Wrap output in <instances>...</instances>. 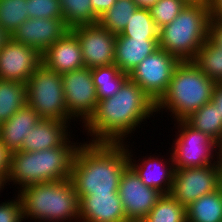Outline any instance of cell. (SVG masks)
<instances>
[{"label": "cell", "mask_w": 222, "mask_h": 222, "mask_svg": "<svg viewBox=\"0 0 222 222\" xmlns=\"http://www.w3.org/2000/svg\"><path fill=\"white\" fill-rule=\"evenodd\" d=\"M215 84L192 61H180L166 92L155 104V111L170 112L174 121L185 120L210 102Z\"/></svg>", "instance_id": "5"}, {"label": "cell", "mask_w": 222, "mask_h": 222, "mask_svg": "<svg viewBox=\"0 0 222 222\" xmlns=\"http://www.w3.org/2000/svg\"><path fill=\"white\" fill-rule=\"evenodd\" d=\"M41 59L46 68L61 75L85 67L80 42L71 30L54 42Z\"/></svg>", "instance_id": "17"}, {"label": "cell", "mask_w": 222, "mask_h": 222, "mask_svg": "<svg viewBox=\"0 0 222 222\" xmlns=\"http://www.w3.org/2000/svg\"><path fill=\"white\" fill-rule=\"evenodd\" d=\"M216 148H217V156H216L217 161L222 166V136L216 142Z\"/></svg>", "instance_id": "41"}, {"label": "cell", "mask_w": 222, "mask_h": 222, "mask_svg": "<svg viewBox=\"0 0 222 222\" xmlns=\"http://www.w3.org/2000/svg\"><path fill=\"white\" fill-rule=\"evenodd\" d=\"M27 104L26 85L0 80V125Z\"/></svg>", "instance_id": "23"}, {"label": "cell", "mask_w": 222, "mask_h": 222, "mask_svg": "<svg viewBox=\"0 0 222 222\" xmlns=\"http://www.w3.org/2000/svg\"><path fill=\"white\" fill-rule=\"evenodd\" d=\"M155 114V103L128 78L113 97L98 101L82 128L92 137L89 141L88 136V142L125 143L142 122Z\"/></svg>", "instance_id": "1"}, {"label": "cell", "mask_w": 222, "mask_h": 222, "mask_svg": "<svg viewBox=\"0 0 222 222\" xmlns=\"http://www.w3.org/2000/svg\"><path fill=\"white\" fill-rule=\"evenodd\" d=\"M187 4H209L210 0H184Z\"/></svg>", "instance_id": "43"}, {"label": "cell", "mask_w": 222, "mask_h": 222, "mask_svg": "<svg viewBox=\"0 0 222 222\" xmlns=\"http://www.w3.org/2000/svg\"><path fill=\"white\" fill-rule=\"evenodd\" d=\"M159 38H134L116 34L114 64L129 74L144 58L159 49Z\"/></svg>", "instance_id": "20"}, {"label": "cell", "mask_w": 222, "mask_h": 222, "mask_svg": "<svg viewBox=\"0 0 222 222\" xmlns=\"http://www.w3.org/2000/svg\"><path fill=\"white\" fill-rule=\"evenodd\" d=\"M187 222H222V186L186 207Z\"/></svg>", "instance_id": "22"}, {"label": "cell", "mask_w": 222, "mask_h": 222, "mask_svg": "<svg viewBox=\"0 0 222 222\" xmlns=\"http://www.w3.org/2000/svg\"><path fill=\"white\" fill-rule=\"evenodd\" d=\"M28 2L26 0H0V27L11 36L27 19Z\"/></svg>", "instance_id": "30"}, {"label": "cell", "mask_w": 222, "mask_h": 222, "mask_svg": "<svg viewBox=\"0 0 222 222\" xmlns=\"http://www.w3.org/2000/svg\"><path fill=\"white\" fill-rule=\"evenodd\" d=\"M208 78L222 82V47L216 46L209 38L191 60Z\"/></svg>", "instance_id": "26"}, {"label": "cell", "mask_w": 222, "mask_h": 222, "mask_svg": "<svg viewBox=\"0 0 222 222\" xmlns=\"http://www.w3.org/2000/svg\"><path fill=\"white\" fill-rule=\"evenodd\" d=\"M222 185V166L212 164L203 167L175 169L170 195L182 206L214 192Z\"/></svg>", "instance_id": "10"}, {"label": "cell", "mask_w": 222, "mask_h": 222, "mask_svg": "<svg viewBox=\"0 0 222 222\" xmlns=\"http://www.w3.org/2000/svg\"><path fill=\"white\" fill-rule=\"evenodd\" d=\"M41 119L37 112L26 104L0 125V141L11 152L20 150L25 135H28L29 130Z\"/></svg>", "instance_id": "21"}, {"label": "cell", "mask_w": 222, "mask_h": 222, "mask_svg": "<svg viewBox=\"0 0 222 222\" xmlns=\"http://www.w3.org/2000/svg\"><path fill=\"white\" fill-rule=\"evenodd\" d=\"M28 2L29 18H62L63 14L59 0H26Z\"/></svg>", "instance_id": "33"}, {"label": "cell", "mask_w": 222, "mask_h": 222, "mask_svg": "<svg viewBox=\"0 0 222 222\" xmlns=\"http://www.w3.org/2000/svg\"><path fill=\"white\" fill-rule=\"evenodd\" d=\"M208 38L218 47H222V20L211 18Z\"/></svg>", "instance_id": "36"}, {"label": "cell", "mask_w": 222, "mask_h": 222, "mask_svg": "<svg viewBox=\"0 0 222 222\" xmlns=\"http://www.w3.org/2000/svg\"><path fill=\"white\" fill-rule=\"evenodd\" d=\"M16 197V198H15ZM15 198V199H13ZM5 202H0V222H22V202L18 194Z\"/></svg>", "instance_id": "34"}, {"label": "cell", "mask_w": 222, "mask_h": 222, "mask_svg": "<svg viewBox=\"0 0 222 222\" xmlns=\"http://www.w3.org/2000/svg\"><path fill=\"white\" fill-rule=\"evenodd\" d=\"M209 8L211 18L222 20V0H210Z\"/></svg>", "instance_id": "39"}, {"label": "cell", "mask_w": 222, "mask_h": 222, "mask_svg": "<svg viewBox=\"0 0 222 222\" xmlns=\"http://www.w3.org/2000/svg\"><path fill=\"white\" fill-rule=\"evenodd\" d=\"M79 222H124L127 220L119 193L78 195Z\"/></svg>", "instance_id": "18"}, {"label": "cell", "mask_w": 222, "mask_h": 222, "mask_svg": "<svg viewBox=\"0 0 222 222\" xmlns=\"http://www.w3.org/2000/svg\"><path fill=\"white\" fill-rule=\"evenodd\" d=\"M187 3L184 0H158L149 8L157 28L170 24L181 12Z\"/></svg>", "instance_id": "32"}, {"label": "cell", "mask_w": 222, "mask_h": 222, "mask_svg": "<svg viewBox=\"0 0 222 222\" xmlns=\"http://www.w3.org/2000/svg\"><path fill=\"white\" fill-rule=\"evenodd\" d=\"M41 57L35 48L9 38L0 49V80L25 84L42 64Z\"/></svg>", "instance_id": "14"}, {"label": "cell", "mask_w": 222, "mask_h": 222, "mask_svg": "<svg viewBox=\"0 0 222 222\" xmlns=\"http://www.w3.org/2000/svg\"><path fill=\"white\" fill-rule=\"evenodd\" d=\"M10 36L0 27V49L7 42Z\"/></svg>", "instance_id": "42"}, {"label": "cell", "mask_w": 222, "mask_h": 222, "mask_svg": "<svg viewBox=\"0 0 222 222\" xmlns=\"http://www.w3.org/2000/svg\"><path fill=\"white\" fill-rule=\"evenodd\" d=\"M138 8L149 9L151 6H154L158 0H133Z\"/></svg>", "instance_id": "40"}, {"label": "cell", "mask_w": 222, "mask_h": 222, "mask_svg": "<svg viewBox=\"0 0 222 222\" xmlns=\"http://www.w3.org/2000/svg\"><path fill=\"white\" fill-rule=\"evenodd\" d=\"M59 2L63 21L69 29L98 23L99 18L93 13L90 0H59Z\"/></svg>", "instance_id": "27"}, {"label": "cell", "mask_w": 222, "mask_h": 222, "mask_svg": "<svg viewBox=\"0 0 222 222\" xmlns=\"http://www.w3.org/2000/svg\"><path fill=\"white\" fill-rule=\"evenodd\" d=\"M177 122V123H176ZM171 151L175 169L203 167L217 164L216 142L207 134L194 129L185 120L175 121ZM177 125V126H176ZM216 159V160H215Z\"/></svg>", "instance_id": "8"}, {"label": "cell", "mask_w": 222, "mask_h": 222, "mask_svg": "<svg viewBox=\"0 0 222 222\" xmlns=\"http://www.w3.org/2000/svg\"><path fill=\"white\" fill-rule=\"evenodd\" d=\"M179 63L176 56L159 48L131 70L128 78L156 104L166 92L172 73Z\"/></svg>", "instance_id": "9"}, {"label": "cell", "mask_w": 222, "mask_h": 222, "mask_svg": "<svg viewBox=\"0 0 222 222\" xmlns=\"http://www.w3.org/2000/svg\"><path fill=\"white\" fill-rule=\"evenodd\" d=\"M92 78L98 100H101L113 97L128 79V74L121 72L115 64H112L93 68Z\"/></svg>", "instance_id": "24"}, {"label": "cell", "mask_w": 222, "mask_h": 222, "mask_svg": "<svg viewBox=\"0 0 222 222\" xmlns=\"http://www.w3.org/2000/svg\"><path fill=\"white\" fill-rule=\"evenodd\" d=\"M185 121L194 129L207 134L215 142L222 136V117L217 106L211 101L192 113Z\"/></svg>", "instance_id": "25"}, {"label": "cell", "mask_w": 222, "mask_h": 222, "mask_svg": "<svg viewBox=\"0 0 222 222\" xmlns=\"http://www.w3.org/2000/svg\"><path fill=\"white\" fill-rule=\"evenodd\" d=\"M6 186V183L0 178V192L3 191L4 187ZM2 190V191H1ZM1 196V195H0Z\"/></svg>", "instance_id": "45"}, {"label": "cell", "mask_w": 222, "mask_h": 222, "mask_svg": "<svg viewBox=\"0 0 222 222\" xmlns=\"http://www.w3.org/2000/svg\"><path fill=\"white\" fill-rule=\"evenodd\" d=\"M127 166L125 143L84 141L74 155L70 179L78 195L118 193Z\"/></svg>", "instance_id": "2"}, {"label": "cell", "mask_w": 222, "mask_h": 222, "mask_svg": "<svg viewBox=\"0 0 222 222\" xmlns=\"http://www.w3.org/2000/svg\"><path fill=\"white\" fill-rule=\"evenodd\" d=\"M68 30L62 18H29L10 38L25 46L35 48L41 55Z\"/></svg>", "instance_id": "15"}, {"label": "cell", "mask_w": 222, "mask_h": 222, "mask_svg": "<svg viewBox=\"0 0 222 222\" xmlns=\"http://www.w3.org/2000/svg\"><path fill=\"white\" fill-rule=\"evenodd\" d=\"M93 13L99 18L103 13L111 8L117 0H90Z\"/></svg>", "instance_id": "37"}, {"label": "cell", "mask_w": 222, "mask_h": 222, "mask_svg": "<svg viewBox=\"0 0 222 222\" xmlns=\"http://www.w3.org/2000/svg\"><path fill=\"white\" fill-rule=\"evenodd\" d=\"M210 101L217 106L220 117H222V82H216Z\"/></svg>", "instance_id": "38"}, {"label": "cell", "mask_w": 222, "mask_h": 222, "mask_svg": "<svg viewBox=\"0 0 222 222\" xmlns=\"http://www.w3.org/2000/svg\"><path fill=\"white\" fill-rule=\"evenodd\" d=\"M137 8L138 6L133 0H117L99 17L98 23L111 33L119 34Z\"/></svg>", "instance_id": "28"}, {"label": "cell", "mask_w": 222, "mask_h": 222, "mask_svg": "<svg viewBox=\"0 0 222 222\" xmlns=\"http://www.w3.org/2000/svg\"><path fill=\"white\" fill-rule=\"evenodd\" d=\"M78 38L85 67L90 69L114 64L116 34L99 23L70 29Z\"/></svg>", "instance_id": "12"}, {"label": "cell", "mask_w": 222, "mask_h": 222, "mask_svg": "<svg viewBox=\"0 0 222 222\" xmlns=\"http://www.w3.org/2000/svg\"><path fill=\"white\" fill-rule=\"evenodd\" d=\"M69 115L83 125L94 113L98 97L92 69L83 67L61 75Z\"/></svg>", "instance_id": "11"}, {"label": "cell", "mask_w": 222, "mask_h": 222, "mask_svg": "<svg viewBox=\"0 0 222 222\" xmlns=\"http://www.w3.org/2000/svg\"><path fill=\"white\" fill-rule=\"evenodd\" d=\"M125 145L127 146L128 165L135 171L141 181L162 194H170L175 171L172 154L170 153V156H167L169 158L166 159H163L164 156L160 158V154L158 156L155 154H153L154 156L149 155V157L146 155L147 157L143 156L142 161L140 158L136 161V156L133 157L135 155L133 150L129 149L131 148L130 144L125 142Z\"/></svg>", "instance_id": "16"}, {"label": "cell", "mask_w": 222, "mask_h": 222, "mask_svg": "<svg viewBox=\"0 0 222 222\" xmlns=\"http://www.w3.org/2000/svg\"><path fill=\"white\" fill-rule=\"evenodd\" d=\"M118 193L127 219H144L163 195L146 186L129 165L121 175Z\"/></svg>", "instance_id": "13"}, {"label": "cell", "mask_w": 222, "mask_h": 222, "mask_svg": "<svg viewBox=\"0 0 222 222\" xmlns=\"http://www.w3.org/2000/svg\"><path fill=\"white\" fill-rule=\"evenodd\" d=\"M70 127L66 122L42 118L29 130V134L25 135L20 150L34 152L59 147L72 136Z\"/></svg>", "instance_id": "19"}, {"label": "cell", "mask_w": 222, "mask_h": 222, "mask_svg": "<svg viewBox=\"0 0 222 222\" xmlns=\"http://www.w3.org/2000/svg\"><path fill=\"white\" fill-rule=\"evenodd\" d=\"M25 85L27 104L41 118L74 122L67 111L61 74L41 64Z\"/></svg>", "instance_id": "7"}, {"label": "cell", "mask_w": 222, "mask_h": 222, "mask_svg": "<svg viewBox=\"0 0 222 222\" xmlns=\"http://www.w3.org/2000/svg\"><path fill=\"white\" fill-rule=\"evenodd\" d=\"M124 222H145L143 219H127Z\"/></svg>", "instance_id": "44"}, {"label": "cell", "mask_w": 222, "mask_h": 222, "mask_svg": "<svg viewBox=\"0 0 222 222\" xmlns=\"http://www.w3.org/2000/svg\"><path fill=\"white\" fill-rule=\"evenodd\" d=\"M120 34L134 38H159V29L149 9L137 8Z\"/></svg>", "instance_id": "31"}, {"label": "cell", "mask_w": 222, "mask_h": 222, "mask_svg": "<svg viewBox=\"0 0 222 222\" xmlns=\"http://www.w3.org/2000/svg\"><path fill=\"white\" fill-rule=\"evenodd\" d=\"M209 4H186L179 15L159 29V48L180 61H191L208 39Z\"/></svg>", "instance_id": "6"}, {"label": "cell", "mask_w": 222, "mask_h": 222, "mask_svg": "<svg viewBox=\"0 0 222 222\" xmlns=\"http://www.w3.org/2000/svg\"><path fill=\"white\" fill-rule=\"evenodd\" d=\"M143 220L145 222H187L186 207L170 194H163Z\"/></svg>", "instance_id": "29"}, {"label": "cell", "mask_w": 222, "mask_h": 222, "mask_svg": "<svg viewBox=\"0 0 222 222\" xmlns=\"http://www.w3.org/2000/svg\"><path fill=\"white\" fill-rule=\"evenodd\" d=\"M17 194L24 222H79L80 200L70 178L27 186Z\"/></svg>", "instance_id": "4"}, {"label": "cell", "mask_w": 222, "mask_h": 222, "mask_svg": "<svg viewBox=\"0 0 222 222\" xmlns=\"http://www.w3.org/2000/svg\"><path fill=\"white\" fill-rule=\"evenodd\" d=\"M71 139L74 138L70 137L59 147L42 151L18 150L12 152L6 180L7 186L10 183H13L15 187L18 185L17 192H19L27 186L70 178L73 158L77 147L81 144V142L77 143Z\"/></svg>", "instance_id": "3"}, {"label": "cell", "mask_w": 222, "mask_h": 222, "mask_svg": "<svg viewBox=\"0 0 222 222\" xmlns=\"http://www.w3.org/2000/svg\"><path fill=\"white\" fill-rule=\"evenodd\" d=\"M12 152L0 141V178L6 183L11 165Z\"/></svg>", "instance_id": "35"}]
</instances>
